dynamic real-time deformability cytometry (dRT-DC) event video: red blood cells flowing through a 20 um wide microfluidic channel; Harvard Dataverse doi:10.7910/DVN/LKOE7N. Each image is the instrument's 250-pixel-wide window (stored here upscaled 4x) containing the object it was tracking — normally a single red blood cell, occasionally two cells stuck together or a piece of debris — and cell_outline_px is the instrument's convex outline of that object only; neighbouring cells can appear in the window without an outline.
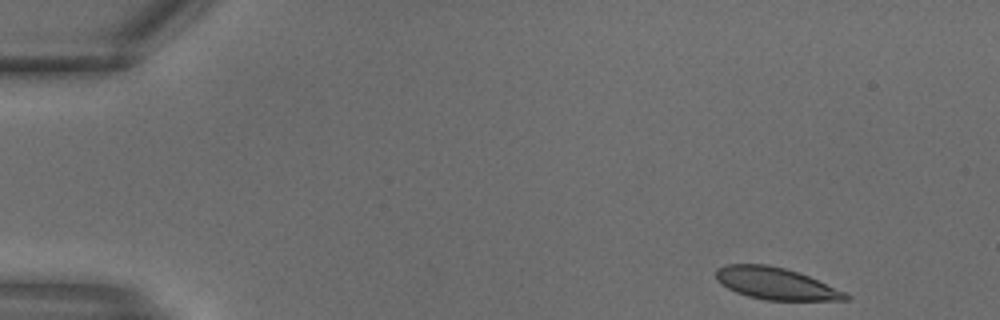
{"species": "common noctule bat (a hibernating species)", "species_latin": "Nyctalus noctula", "temperature_condition": "warm", "stored_images_in_passage": 11, "camera_frame_rate_fps": 3000, "um_per_image_px": 0.085, "animal": {"sex": "male", "body_mass_g": 18.8}, "frame": {"image": 1, "passage_image": 1, "time_ms": 0.0, "image_size_px": [1000, 320], "cell_outline_px": [[848, 300], [764, 300], [748, 296], [736, 292], [720, 284], [716, 280], [716, 268], [724, 264], [768, 264], [784, 268], [808, 276], [844, 292], [848, 296]], "centroid_in_image_um": [65.85, 24.09], "position_along_channel_um": 19.1, "area_um2": 23.87}}
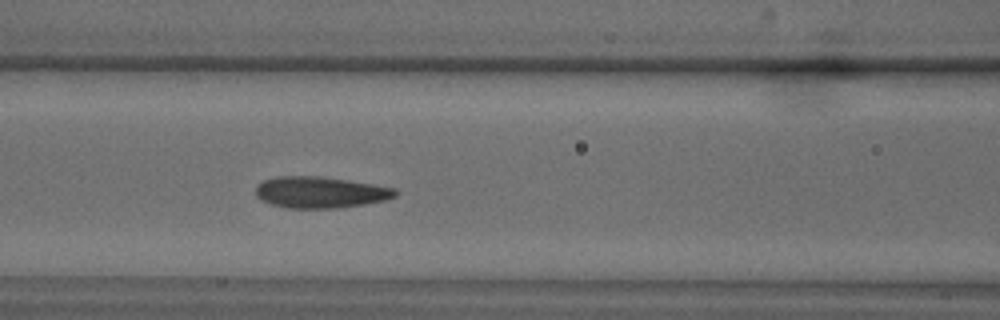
{"frame": {"image": 2, "passage_image": 11, "time_ms": 3.333, "image_size_px": [1000, 320], "cell_outline_px": [[400, 192], [396, 196], [384, 200], [364, 204], [336, 208], [288, 208], [272, 204], [260, 200], [256, 196], [256, 184], [264, 180], [276, 176], [320, 176], [348, 180], [396, 188]], "centroid_in_image_um": [27.21, 16.34], "position_along_channel_um": 139.4, "area_um2": 25.61}}